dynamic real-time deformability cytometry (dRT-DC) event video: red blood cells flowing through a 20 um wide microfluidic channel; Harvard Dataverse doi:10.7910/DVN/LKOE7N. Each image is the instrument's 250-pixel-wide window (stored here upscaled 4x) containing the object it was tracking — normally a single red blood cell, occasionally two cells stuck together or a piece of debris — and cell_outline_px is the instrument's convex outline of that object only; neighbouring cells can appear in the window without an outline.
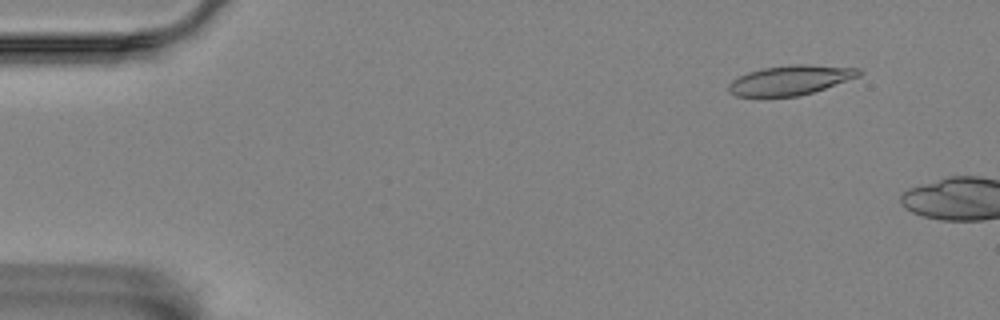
{"species": "Egyptian fruit bat (a non-hibernating species)", "species_latin": "Rousettus aegyptiacus", "temperature_condition": "room temperature", "stored_images_in_passage": 6, "camera_frame_rate_fps": 3000, "um_per_image_px": 0.085, "animal": {"sex": "female"}, "frame": {"image": 1, "passage_image": 3, "time_ms": 0.667, "image_size_px": [1000, 320], "cell_outline_px": [[864, 72], [860, 76], [800, 96], [736, 96], [728, 92], [728, 84], [732, 80], [748, 72], [760, 68], [788, 64], [812, 64], [860, 68]], "centroid_in_image_um": [67.2, 6.79], "position_along_channel_um": 17.8, "area_um2": 22.66}}